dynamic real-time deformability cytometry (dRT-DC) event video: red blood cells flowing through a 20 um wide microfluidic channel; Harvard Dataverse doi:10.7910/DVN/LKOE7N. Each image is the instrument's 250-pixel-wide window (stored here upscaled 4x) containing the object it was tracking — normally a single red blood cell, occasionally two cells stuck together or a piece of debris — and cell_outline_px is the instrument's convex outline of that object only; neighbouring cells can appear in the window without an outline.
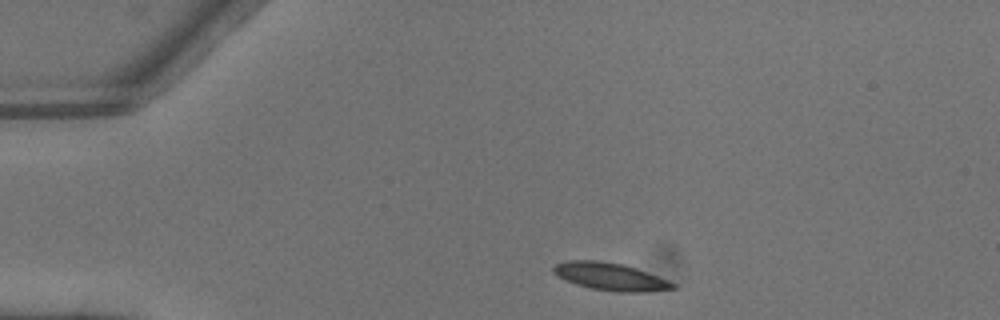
{"species": "common noctule bat (a hibernating species)", "species_latin": "Nyctalus noctula", "temperature_condition": "warm", "stored_images_in_passage": 2, "camera_frame_rate_fps": 3000, "um_per_image_px": 0.085, "animal": {"sex": "male", "body_mass_g": 13.3}, "frame": {"image": 1, "passage_image": 1, "time_ms": 0.0, "image_size_px": [1000, 320], "cell_outline_px": [[676, 288], [644, 292], [620, 292], [588, 288], [564, 280], [556, 276], [552, 272], [552, 268], [556, 264], [568, 260], [596, 260], [624, 264], [668, 280], [676, 284]], "centroid_in_image_um": [51.83, 23.51], "position_along_channel_um": 33.2, "area_um2": 19.19}}